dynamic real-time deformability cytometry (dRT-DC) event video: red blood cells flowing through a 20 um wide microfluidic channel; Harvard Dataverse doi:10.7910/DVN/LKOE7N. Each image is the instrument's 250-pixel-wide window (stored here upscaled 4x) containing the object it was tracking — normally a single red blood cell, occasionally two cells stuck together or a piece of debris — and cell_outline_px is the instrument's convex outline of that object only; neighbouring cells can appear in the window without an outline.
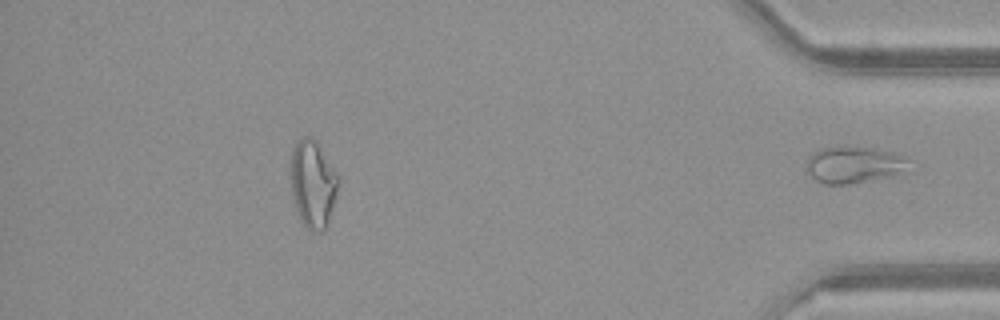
{"species": "common noctule bat (a hibernating species)", "species_latin": "Nyctalus noctula", "temperature_condition": "warm", "stored_images_in_passage": 46, "segment_of_instrument_passage": [2, 2], "camera_frame_rate_fps": 3000, "um_per_image_px": 0.085, "animal": {"sex": "female", "body_mass_g": 21.9}, "frame": {"image": 1, "passage_image": 46, "time_ms": 15.0, "image_size_px": [1000, 320], "cell_outline_px": [[912, 172], [852, 184], [824, 184], [808, 176], [804, 172], [804, 168], [808, 156], [812, 152], [820, 148], [844, 144], [872, 148], [892, 152], [908, 156], [912, 160]], "centroid_in_image_um": [72.64, 13.99], "position_along_channel_um": 362.6, "area_um2": 23.52}}